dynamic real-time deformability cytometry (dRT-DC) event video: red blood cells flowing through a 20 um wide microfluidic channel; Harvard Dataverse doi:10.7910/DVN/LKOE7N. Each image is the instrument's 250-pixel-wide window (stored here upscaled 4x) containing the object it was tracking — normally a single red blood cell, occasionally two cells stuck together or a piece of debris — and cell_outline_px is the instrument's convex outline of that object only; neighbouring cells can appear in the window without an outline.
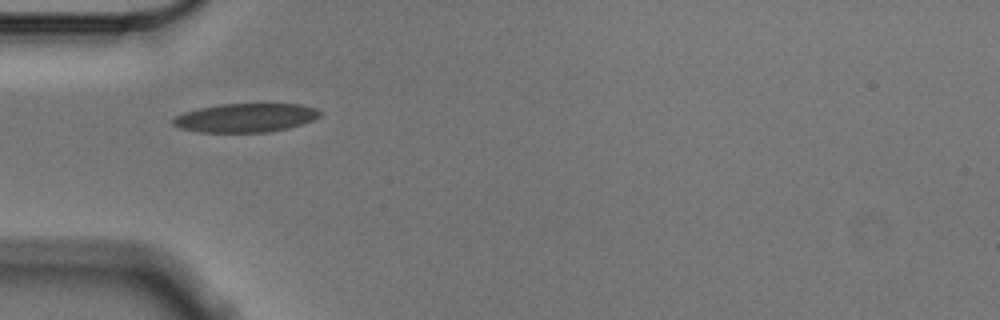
{"species": "Egyptian fruit bat (a non-hibernating species)", "species_latin": "Rousettus aegyptiacus", "temperature_condition": "cold", "stored_images_in_passage": 4, "camera_frame_rate_fps": 3000, "um_per_image_px": 0.085, "animal": {"sex": "male"}, "frame": {"image": 1, "passage_image": 1, "time_ms": 0.0, "image_size_px": [1000, 320], "cell_outline_px": [[320, 116], [312, 120], [288, 128], [268, 132], [200, 132], [180, 128], [172, 124], [172, 120], [176, 116], [184, 112], [200, 108], [220, 104], [300, 104], [316, 108], [320, 112]], "centroid_in_image_um": [20.86, 10.01], "position_along_channel_um": 64.1, "area_um2": 24.45}}